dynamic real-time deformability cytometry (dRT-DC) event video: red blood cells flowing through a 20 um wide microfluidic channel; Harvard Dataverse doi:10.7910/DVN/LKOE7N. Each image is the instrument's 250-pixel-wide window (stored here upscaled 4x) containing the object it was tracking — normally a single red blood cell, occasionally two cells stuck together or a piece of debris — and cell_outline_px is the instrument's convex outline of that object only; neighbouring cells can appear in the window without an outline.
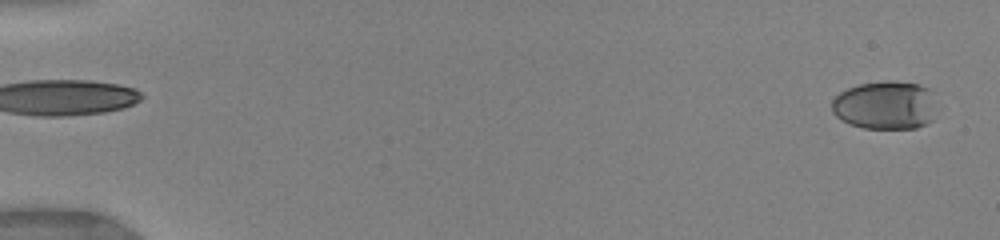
{"species": "human", "species_latin": "Homo sapiens", "temperature_condition": "warm", "stored_images_in_passage": 32, "camera_frame_rate_fps": 3000, "um_per_image_px": 0.085, "donor": {"sex": "female"}, "frame": {"image": 1, "passage_image": 1, "time_ms": 0.0, "image_size_px": [1000, 240], "cell_outline_px": [[932, 120], [928, 124], [916, 128], [864, 128], [848, 124], [840, 120], [832, 112], [832, 100], [840, 92], [848, 88], [860, 84], [888, 80], [920, 84], [928, 88]], "centroid_in_image_um": [75.15, 8.95], "position_along_channel_um": 9.9, "area_um2": 29.13}}
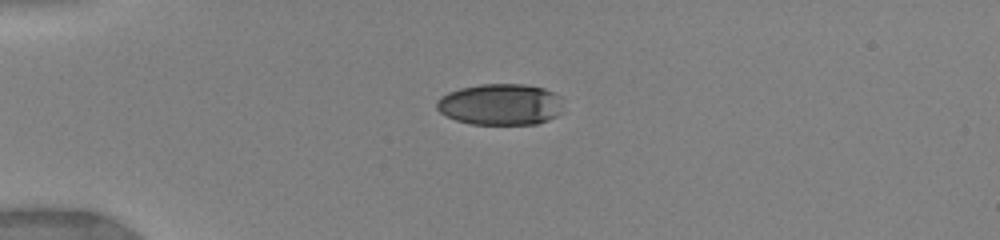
{"frame": {"image": 2, "passage_image": 12, "time_ms": 4.0, "image_size_px": [1000, 240], "cell_outline_px": [[560, 112], [556, 116], [548, 120], [536, 124], [472, 124], [456, 120], [440, 112], [436, 108], [436, 100], [440, 96], [448, 92], [460, 88], [480, 84], [524, 84], [544, 88], [560, 96]], "centroid_in_image_um": [42.5, 8.87], "position_along_channel_um": 42.5, "area_um2": 30.46}}
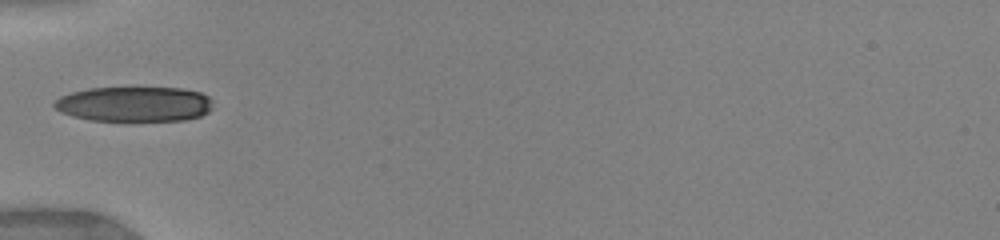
{"frame": {"image": 3, "passage_image": 16, "time_ms": 5.667, "image_size_px": [1000, 240], "cell_outline_px": [[212, 108], [208, 112], [200, 116], [184, 120], [88, 120], [72, 116], [60, 112], [52, 104], [60, 96], [72, 92], [88, 88], [180, 88], [200, 92], [208, 96], [212, 100]], "centroid_in_image_um": [11.41, 8.84], "position_along_channel_um": 73.6, "area_um2": 32.31}}